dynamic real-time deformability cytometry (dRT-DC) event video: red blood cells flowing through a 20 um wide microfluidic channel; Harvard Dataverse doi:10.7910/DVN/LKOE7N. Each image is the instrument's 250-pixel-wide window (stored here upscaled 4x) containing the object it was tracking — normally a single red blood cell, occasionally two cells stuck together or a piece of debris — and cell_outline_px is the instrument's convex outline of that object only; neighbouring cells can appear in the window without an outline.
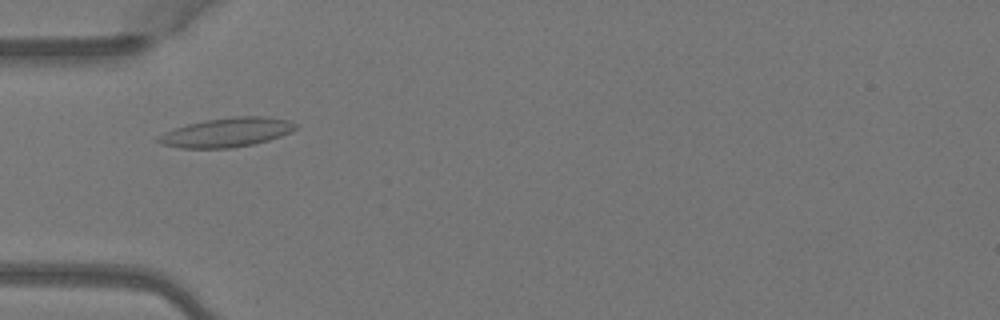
{"species": "Egyptian fruit bat (a non-hibernating species)", "species_latin": "Rousettus aegyptiacus", "temperature_condition": "warm", "stored_images_in_passage": 3, "camera_frame_rate_fps": 3000, "um_per_image_px": 0.085, "animal": {"sex": "female"}, "frame": {"image": 1, "passage_image": 1, "time_ms": 0.0, "image_size_px": [1000, 320], "cell_outline_px": [[300, 124], [292, 132], [268, 140], [252, 144], [232, 148], [180, 148], [160, 144], [156, 140], [156, 136], [164, 132], [188, 124], [204, 120], [232, 116], [264, 116], [288, 120]], "centroid_in_image_um": [19.27, 11.25], "position_along_channel_um": 65.7, "area_um2": 23.52}}
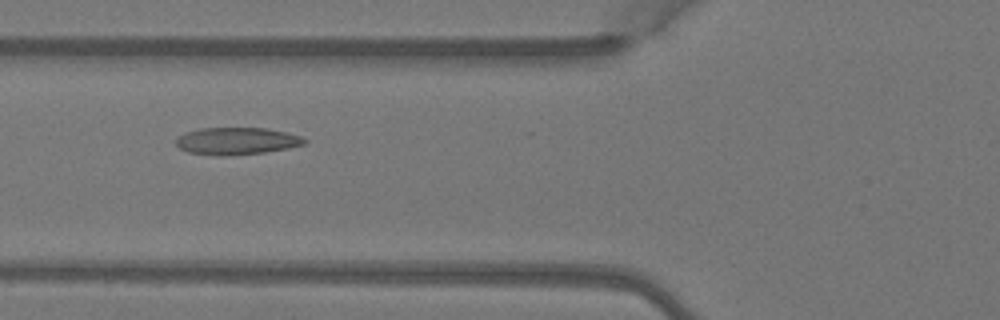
{"frame": {"image": 2, "passage_image": 2, "time_ms": 0.333, "image_size_px": [1000, 320], "cell_outline_px": [[308, 140], [304, 144], [288, 148], [264, 152], [224, 156], [220, 156], [188, 152], [180, 148], [176, 144], [176, 136], [184, 132], [200, 128], [264, 128], [288, 132], [300, 136]], "centroid_in_image_um": [20.09, 11.98], "position_along_channel_um": 105.7, "area_um2": 20.4}}
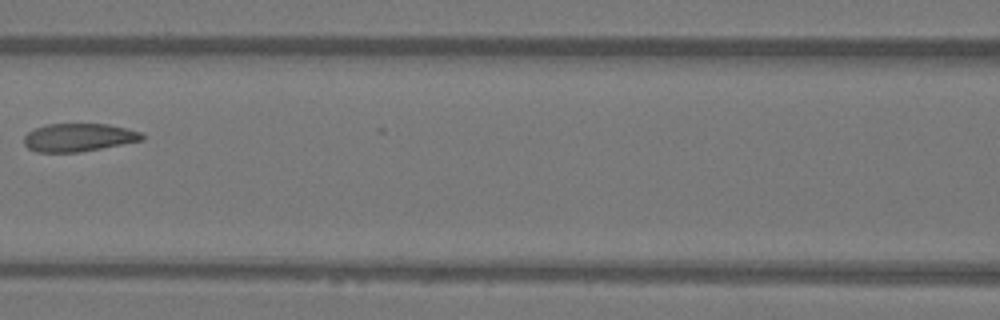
{"frame": {"image": 3, "passage_image": 3, "time_ms": 0.667, "image_size_px": [1000, 320], "cell_outline_px": [[144, 140], [80, 152], [36, 152], [28, 148], [24, 144], [24, 136], [28, 132], [36, 128], [48, 124], [108, 124], [140, 132], [144, 136]], "centroid_in_image_um": [6.67, 11.69], "position_along_channel_um": 159.9, "area_um2": 19.19}}